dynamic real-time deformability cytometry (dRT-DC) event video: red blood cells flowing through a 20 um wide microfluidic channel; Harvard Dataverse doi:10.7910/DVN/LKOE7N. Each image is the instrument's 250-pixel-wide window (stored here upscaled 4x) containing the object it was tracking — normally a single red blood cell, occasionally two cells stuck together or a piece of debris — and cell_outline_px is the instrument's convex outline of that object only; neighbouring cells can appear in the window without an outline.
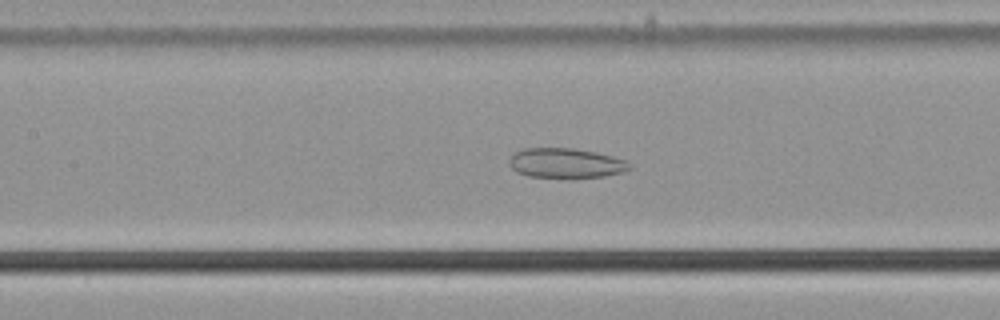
{"species": "common noctule bat (a hibernating species)", "species_latin": "Nyctalus noctula", "temperature_condition": "cold", "stored_images_in_passage": 42, "camera_frame_rate_fps": 3000, "um_per_image_px": 0.085, "animal": {"sex": "male", "body_mass_g": 21.5, "forearm_length_mm": 52.0}, "frame": {"image": 1, "passage_image": 13, "time_ms": 4.0, "image_size_px": [1000, 320], "cell_outline_px": [[632, 168], [624, 172], [604, 176], [528, 176], [516, 172], [508, 164], [508, 160], [516, 152], [524, 148], [572, 148], [596, 152], [612, 156], [624, 160], [632, 164]], "centroid_in_image_um": [48.1, 13.84], "position_along_channel_um": 159.3, "area_um2": 20.52}}
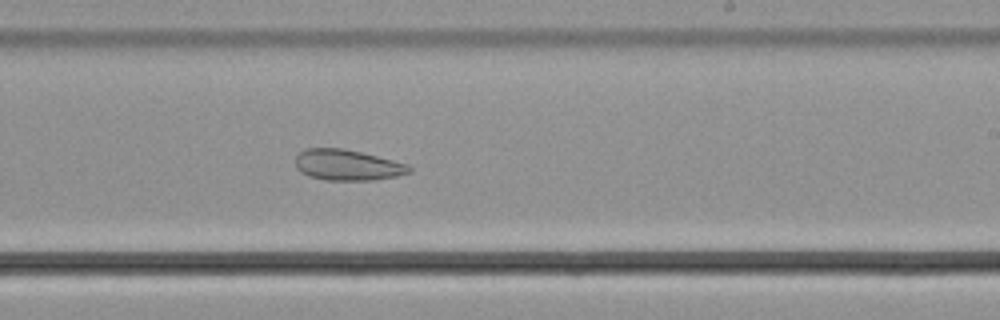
{"frame": {"image": 2, "passage_image": 21, "time_ms": 6.667, "image_size_px": [1000, 320], "cell_outline_px": [[412, 172], [396, 176], [376, 180], [324, 180], [308, 176], [300, 172], [296, 168], [296, 156], [300, 152], [308, 148], [344, 148], [408, 164], [412, 168]], "centroid_in_image_um": [29.52, 14.03], "position_along_channel_um": 259.5, "area_um2": 20.46}}
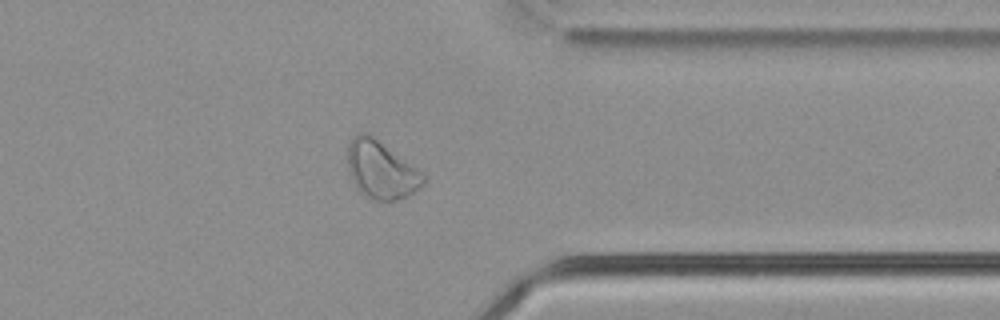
{"frame": {"image": 3, "passage_image": 31, "time_ms": 10.0, "image_size_px": [1000, 320], "cell_outline_px": [[424, 184], [420, 188], [408, 196], [388, 204], [372, 200], [360, 192], [356, 188], [348, 172], [348, 144], [352, 136], [360, 132], [368, 132], [416, 168], [424, 176]], "centroid_in_image_um": [32.36, 14.48], "position_along_channel_um": 379.0, "area_um2": 25.78}, "authors_computed_cell_mechanics": {"area_um2": 24.3049, "velocity_mm_per_s": 3.7673, "shape_relaxation_time_tau1_ms": null, "shape_relaxation_time_tau2_ms": 4.9935, "deformation_change_tau1": null, "deformation_change_tau2": 0.1137}}